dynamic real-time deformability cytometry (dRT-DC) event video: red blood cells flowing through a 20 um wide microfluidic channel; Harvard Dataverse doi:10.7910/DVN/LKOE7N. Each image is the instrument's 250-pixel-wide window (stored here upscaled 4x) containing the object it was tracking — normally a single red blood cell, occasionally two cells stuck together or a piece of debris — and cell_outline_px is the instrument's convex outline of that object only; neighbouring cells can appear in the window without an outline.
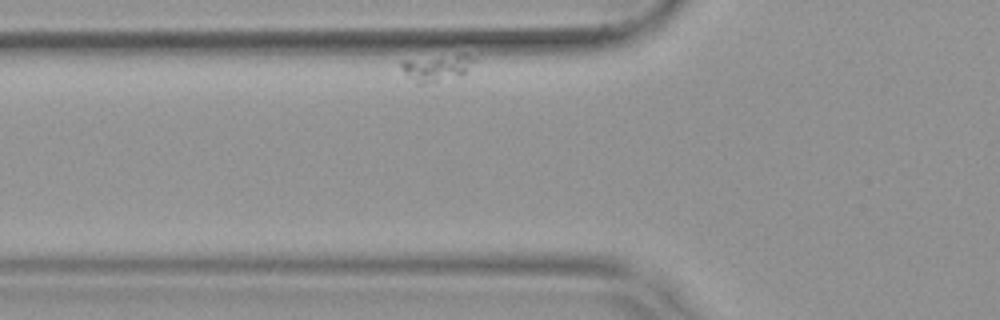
{"species": "common noctule bat (a hibernating species)", "species_latin": "Nyctalus noctula", "temperature_condition": "warm", "stored_images_in_passage": 17, "camera_frame_rate_fps": 3000, "um_per_image_px": 0.085, "animal": {"sex": "female", "body_mass_g": 19.9}, "frame": {"image": 1, "passage_image": 3, "time_ms": 0.667, "image_size_px": [1000, 320], "cell_outline_px": [[476, 60], [464, 76], [424, 84], [416, 84], [404, 72], [400, 64], [400, 60], [456, 56], [472, 56]], "centroid_in_image_um": [37.12, 5.82], "position_along_channel_um": 88.7, "area_um2": 10.98}}